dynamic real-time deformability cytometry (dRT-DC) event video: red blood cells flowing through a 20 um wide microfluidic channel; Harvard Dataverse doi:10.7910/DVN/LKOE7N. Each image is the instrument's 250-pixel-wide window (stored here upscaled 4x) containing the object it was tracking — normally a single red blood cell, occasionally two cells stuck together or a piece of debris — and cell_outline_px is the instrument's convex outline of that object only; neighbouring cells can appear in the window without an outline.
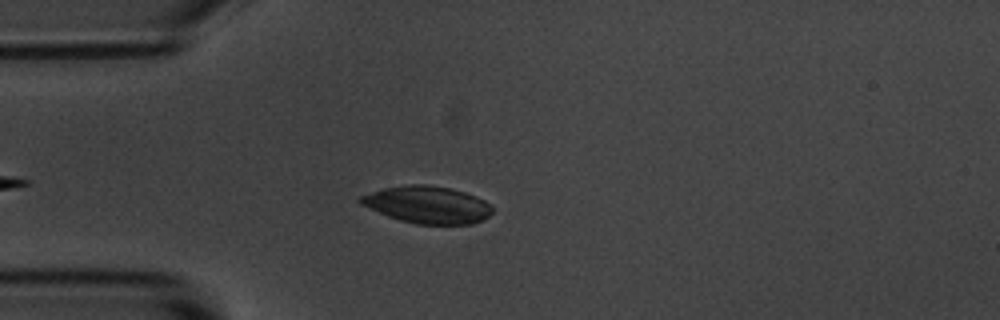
{"species": "common noctule bat (a hibernating species)", "species_latin": "Nyctalus noctula", "temperature_condition": "room temperature", "stored_images_in_passage": 36, "camera_frame_rate_fps": 3000, "um_per_image_px": 0.085, "animal": {"sex": "male", "body_mass_g": 20.1, "forearm_length_mm": 53.5}, "frame": {"image": 1, "passage_image": 7, "time_ms": 2.0, "image_size_px": [1000, 320], "cell_outline_px": [[492, 212], [488, 216], [472, 224], [416, 224], [400, 220], [388, 216], [360, 204], [356, 200], [360, 196], [384, 188], [408, 184], [428, 184], [452, 188], [476, 196], [492, 204]], "centroid_in_image_um": [36.33, 17.39], "position_along_channel_um": 48.7, "area_um2": 28.61}}